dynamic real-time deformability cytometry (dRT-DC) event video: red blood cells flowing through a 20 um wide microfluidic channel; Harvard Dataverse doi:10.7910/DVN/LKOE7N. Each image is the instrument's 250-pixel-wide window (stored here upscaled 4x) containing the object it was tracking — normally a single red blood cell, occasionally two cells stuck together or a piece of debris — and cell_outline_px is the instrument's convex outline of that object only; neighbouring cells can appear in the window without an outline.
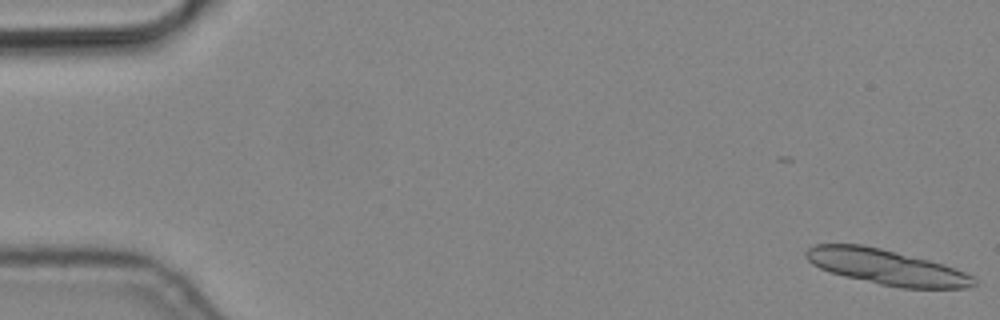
{"species": "common noctule bat (a hibernating species)", "species_latin": "Nyctalus noctula", "temperature_condition": "cold", "stored_images_in_passage": 8, "segment_of_instrument_passage": [1, 2], "camera_frame_rate_fps": 3000, "um_per_image_px": 0.085, "animal": {"sex": "male", "body_mass_g": 19.2, "forearm_length_mm": 51.8}, "frame": {"image": 1, "passage_image": 1, "time_ms": 0.0, "image_size_px": [1000, 320], "cell_outline_px": [[976, 284], [964, 288], [900, 288], [880, 284], [844, 276], [820, 268], [812, 264], [804, 256], [804, 252], [808, 248], [816, 244], [860, 244], [880, 248], [944, 264], [956, 268], [972, 276], [976, 280]], "centroid_in_image_um": [75.33, 22.7], "position_along_channel_um": 9.7, "area_um2": 34.22}}